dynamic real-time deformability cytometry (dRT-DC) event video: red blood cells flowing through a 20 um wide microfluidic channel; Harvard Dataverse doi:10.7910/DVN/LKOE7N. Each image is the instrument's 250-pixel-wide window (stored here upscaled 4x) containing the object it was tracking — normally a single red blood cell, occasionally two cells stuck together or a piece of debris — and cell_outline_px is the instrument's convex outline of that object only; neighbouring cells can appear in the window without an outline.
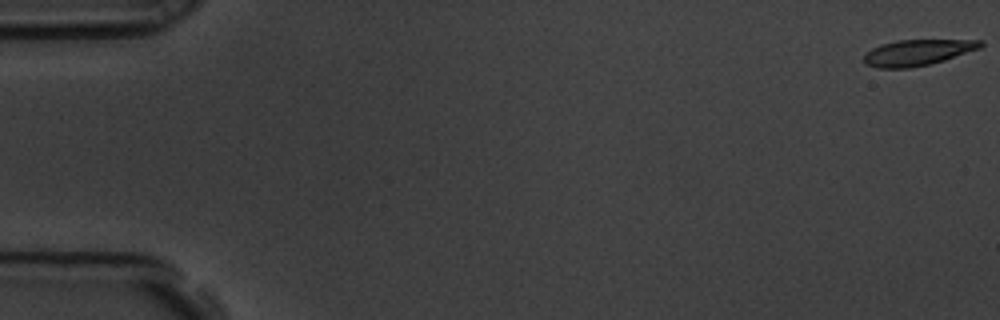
{"species": "common noctule bat (a hibernating species)", "species_latin": "Nyctalus noctula", "temperature_condition": "room temperature", "stored_images_in_passage": 6, "camera_frame_rate_fps": 3000, "um_per_image_px": 0.085, "animal": {"sex": "male", "body_mass_g": 19.5, "forearm_length_mm": 54.6}, "frame": {"image": 1, "passage_image": 1, "time_ms": 0.0, "image_size_px": [1000, 320], "cell_outline_px": [[984, 44], [980, 48], [944, 60], [912, 68], [876, 68], [864, 64], [864, 56], [872, 48], [880, 44], [896, 40], [984, 40]], "centroid_in_image_um": [77.97, 4.46], "position_along_channel_um": 7.0, "area_um2": 17.63}}
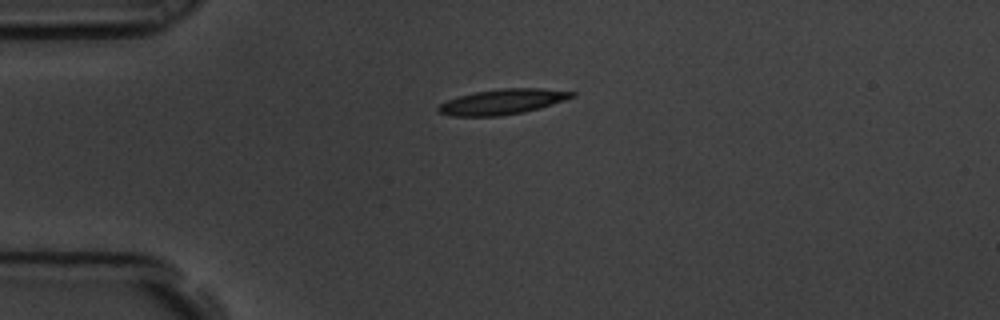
{"frame": {"image": 2, "passage_image": 5, "time_ms": 1.333, "image_size_px": [1000, 320], "cell_outline_px": [[576, 96], [540, 108], [524, 112], [500, 116], [452, 116], [440, 112], [436, 108], [440, 104], [448, 100], [460, 96], [476, 92], [504, 88], [540, 88], [576, 92]], "centroid_in_image_um": [42.74, 8.65], "position_along_channel_um": 42.3, "area_um2": 19.48}}